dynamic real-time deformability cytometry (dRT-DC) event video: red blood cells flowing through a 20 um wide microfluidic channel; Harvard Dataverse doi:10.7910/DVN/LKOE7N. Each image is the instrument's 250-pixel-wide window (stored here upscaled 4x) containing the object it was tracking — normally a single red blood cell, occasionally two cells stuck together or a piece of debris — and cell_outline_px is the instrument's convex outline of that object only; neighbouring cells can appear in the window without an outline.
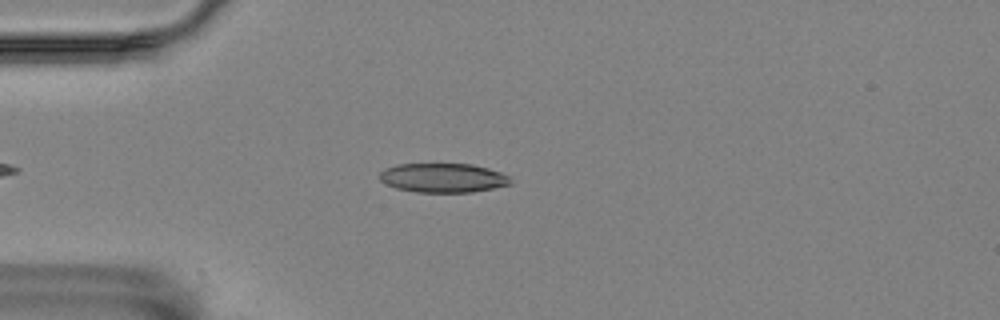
{"species": "Egyptian fruit bat (a non-hibernating species)", "species_latin": "Rousettus aegyptiacus", "temperature_condition": "room temperature", "stored_images_in_passage": 44, "camera_frame_rate_fps": 3000, "um_per_image_px": 0.085, "animal": {"sex": "female"}, "frame": {"image": 1, "passage_image": 6, "time_ms": 1.667, "image_size_px": [1000, 320], "cell_outline_px": [[512, 184], [472, 192], [416, 192], [396, 188], [384, 184], [380, 180], [380, 172], [384, 168], [396, 164], [472, 164], [488, 168], [500, 172], [508, 176], [512, 180]], "centroid_in_image_um": [37.63, 15.11], "position_along_channel_um": 47.4, "area_um2": 22.37}}
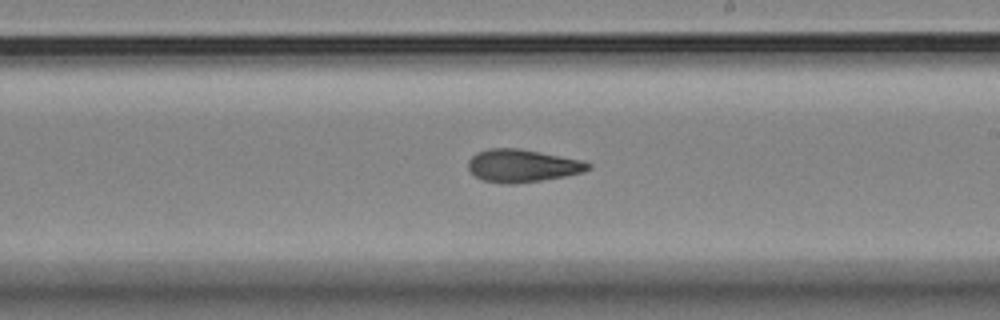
{"frame": {"image": 2, "passage_image": 24, "time_ms": 7.667, "image_size_px": [1000, 320], "cell_outline_px": [[592, 168], [584, 172], [564, 176], [540, 180], [512, 184], [504, 184], [484, 180], [476, 176], [468, 168], [468, 160], [476, 152], [488, 148], [520, 148], [580, 160], [592, 164]], "centroid_in_image_um": [44.39, 14.08], "position_along_channel_um": 244.6, "area_um2": 22.77}}
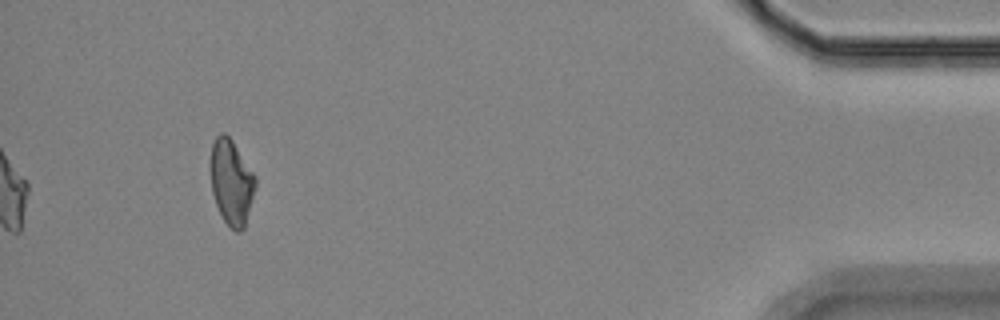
{"frame": {"image": 3, "passage_image": 44, "time_ms": 14.333, "image_size_px": [1000, 320], "cell_outline_px": [[256, 188], [244, 228], [240, 232], [236, 232], [224, 220], [216, 204], [212, 192], [208, 168], [208, 160], [212, 144], [216, 136], [220, 132], [224, 132], [232, 140], [256, 176]], "centroid_in_image_um": [19.64, 15.44], "position_along_channel_um": 415.6, "area_um2": 22.77}, "authors_computed_cell_mechanics": {"area_um2": 22.5998, "velocity_mm_per_s": 3.5105, "shape_relaxation_time_tau1_ms": 7.3626, "shape_relaxation_time_tau2_ms": 3.2649, "deformation_change_tau1": 0.1734, "deformation_change_tau2": 0.104}}